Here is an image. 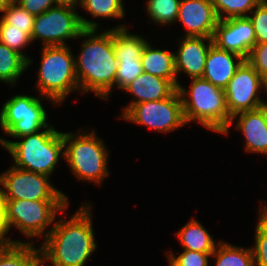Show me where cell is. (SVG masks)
<instances>
[{"mask_svg":"<svg viewBox=\"0 0 267 266\" xmlns=\"http://www.w3.org/2000/svg\"><path fill=\"white\" fill-rule=\"evenodd\" d=\"M91 204L83 203L69 220L64 217L51 226L40 249V261L45 266H84L94 253ZM51 263H46V262Z\"/></svg>","mask_w":267,"mask_h":266,"instance_id":"cell-1","label":"cell"},{"mask_svg":"<svg viewBox=\"0 0 267 266\" xmlns=\"http://www.w3.org/2000/svg\"><path fill=\"white\" fill-rule=\"evenodd\" d=\"M97 29H84L81 52L75 58L79 89L94 92L96 97L108 98L115 87L118 61L113 49V28L97 33Z\"/></svg>","mask_w":267,"mask_h":266,"instance_id":"cell-2","label":"cell"},{"mask_svg":"<svg viewBox=\"0 0 267 266\" xmlns=\"http://www.w3.org/2000/svg\"><path fill=\"white\" fill-rule=\"evenodd\" d=\"M19 138L21 141L13 142L0 137V145L12 156L13 166L52 176L60 158H64L63 132L50 125L44 131Z\"/></svg>","mask_w":267,"mask_h":266,"instance_id":"cell-3","label":"cell"},{"mask_svg":"<svg viewBox=\"0 0 267 266\" xmlns=\"http://www.w3.org/2000/svg\"><path fill=\"white\" fill-rule=\"evenodd\" d=\"M177 90L181 97L186 124L196 121L219 134L229 127L231 116L226 107L224 89L203 78H192L189 91L181 84Z\"/></svg>","mask_w":267,"mask_h":266,"instance_id":"cell-4","label":"cell"},{"mask_svg":"<svg viewBox=\"0 0 267 266\" xmlns=\"http://www.w3.org/2000/svg\"><path fill=\"white\" fill-rule=\"evenodd\" d=\"M37 72V91L53 103L62 104L65 98L80 90L76 75L75 57L67 45L42 46Z\"/></svg>","mask_w":267,"mask_h":266,"instance_id":"cell-5","label":"cell"},{"mask_svg":"<svg viewBox=\"0 0 267 266\" xmlns=\"http://www.w3.org/2000/svg\"><path fill=\"white\" fill-rule=\"evenodd\" d=\"M87 132L63 133L64 160L78 180L101 186L105 177L110 175L107 165L109 150L94 129Z\"/></svg>","mask_w":267,"mask_h":266,"instance_id":"cell-6","label":"cell"},{"mask_svg":"<svg viewBox=\"0 0 267 266\" xmlns=\"http://www.w3.org/2000/svg\"><path fill=\"white\" fill-rule=\"evenodd\" d=\"M68 203L69 201L3 200L6 233L14 226L27 238L41 236L45 239L51 229L45 230L55 223V216L59 212L63 214L66 211Z\"/></svg>","mask_w":267,"mask_h":266,"instance_id":"cell-7","label":"cell"},{"mask_svg":"<svg viewBox=\"0 0 267 266\" xmlns=\"http://www.w3.org/2000/svg\"><path fill=\"white\" fill-rule=\"evenodd\" d=\"M77 10L55 6L46 12L35 16L32 42L40 39L43 46L68 45L66 40L79 38L84 29H97L100 24L88 20Z\"/></svg>","mask_w":267,"mask_h":266,"instance_id":"cell-8","label":"cell"},{"mask_svg":"<svg viewBox=\"0 0 267 266\" xmlns=\"http://www.w3.org/2000/svg\"><path fill=\"white\" fill-rule=\"evenodd\" d=\"M45 96L15 95L8 99L0 112V126L12 138L34 134L49 127L41 100Z\"/></svg>","mask_w":267,"mask_h":266,"instance_id":"cell-9","label":"cell"},{"mask_svg":"<svg viewBox=\"0 0 267 266\" xmlns=\"http://www.w3.org/2000/svg\"><path fill=\"white\" fill-rule=\"evenodd\" d=\"M49 179L47 175L12 166L0 175L3 200L68 201Z\"/></svg>","mask_w":267,"mask_h":266,"instance_id":"cell-10","label":"cell"},{"mask_svg":"<svg viewBox=\"0 0 267 266\" xmlns=\"http://www.w3.org/2000/svg\"><path fill=\"white\" fill-rule=\"evenodd\" d=\"M121 117L127 122L145 125L160 133H170L186 125L177 89L164 100L134 104Z\"/></svg>","mask_w":267,"mask_h":266,"instance_id":"cell-11","label":"cell"},{"mask_svg":"<svg viewBox=\"0 0 267 266\" xmlns=\"http://www.w3.org/2000/svg\"><path fill=\"white\" fill-rule=\"evenodd\" d=\"M224 90L226 107L231 117L243 111L255 110L261 107L263 100L260 97L263 78L244 60Z\"/></svg>","mask_w":267,"mask_h":266,"instance_id":"cell-12","label":"cell"},{"mask_svg":"<svg viewBox=\"0 0 267 266\" xmlns=\"http://www.w3.org/2000/svg\"><path fill=\"white\" fill-rule=\"evenodd\" d=\"M212 40L218 48L233 52L245 60L256 45L255 30L248 17L219 20Z\"/></svg>","mask_w":267,"mask_h":266,"instance_id":"cell-13","label":"cell"},{"mask_svg":"<svg viewBox=\"0 0 267 266\" xmlns=\"http://www.w3.org/2000/svg\"><path fill=\"white\" fill-rule=\"evenodd\" d=\"M177 20L187 28L186 37L212 38L218 17L211 0H181Z\"/></svg>","mask_w":267,"mask_h":266,"instance_id":"cell-14","label":"cell"},{"mask_svg":"<svg viewBox=\"0 0 267 266\" xmlns=\"http://www.w3.org/2000/svg\"><path fill=\"white\" fill-rule=\"evenodd\" d=\"M237 123H235V120ZM235 123L245 138V151L267 155V111L262 107L243 111L231 117L229 127L222 133L228 135L229 128Z\"/></svg>","mask_w":267,"mask_h":266,"instance_id":"cell-15","label":"cell"},{"mask_svg":"<svg viewBox=\"0 0 267 266\" xmlns=\"http://www.w3.org/2000/svg\"><path fill=\"white\" fill-rule=\"evenodd\" d=\"M212 43V38L183 36V39H180L177 54L175 53L177 76L184 72L191 79L202 78L207 53Z\"/></svg>","mask_w":267,"mask_h":266,"instance_id":"cell-16","label":"cell"},{"mask_svg":"<svg viewBox=\"0 0 267 266\" xmlns=\"http://www.w3.org/2000/svg\"><path fill=\"white\" fill-rule=\"evenodd\" d=\"M244 60L243 57L220 49L212 43L207 53L202 78L214 86L225 89Z\"/></svg>","mask_w":267,"mask_h":266,"instance_id":"cell-17","label":"cell"},{"mask_svg":"<svg viewBox=\"0 0 267 266\" xmlns=\"http://www.w3.org/2000/svg\"><path fill=\"white\" fill-rule=\"evenodd\" d=\"M123 90L129 92L136 100H132L123 108L121 116L134 104L166 99L176 88L167 79L143 72Z\"/></svg>","mask_w":267,"mask_h":266,"instance_id":"cell-18","label":"cell"},{"mask_svg":"<svg viewBox=\"0 0 267 266\" xmlns=\"http://www.w3.org/2000/svg\"><path fill=\"white\" fill-rule=\"evenodd\" d=\"M141 62L144 72L167 79L177 89L180 83L175 70V53L155 49L147 42L141 55Z\"/></svg>","mask_w":267,"mask_h":266,"instance_id":"cell-19","label":"cell"},{"mask_svg":"<svg viewBox=\"0 0 267 266\" xmlns=\"http://www.w3.org/2000/svg\"><path fill=\"white\" fill-rule=\"evenodd\" d=\"M176 234L185 250L213 253L217 247L213 236L194 218L189 220Z\"/></svg>","mask_w":267,"mask_h":266,"instance_id":"cell-20","label":"cell"},{"mask_svg":"<svg viewBox=\"0 0 267 266\" xmlns=\"http://www.w3.org/2000/svg\"><path fill=\"white\" fill-rule=\"evenodd\" d=\"M40 262V249L33 241L8 243L0 246V266H36Z\"/></svg>","mask_w":267,"mask_h":266,"instance_id":"cell-21","label":"cell"},{"mask_svg":"<svg viewBox=\"0 0 267 266\" xmlns=\"http://www.w3.org/2000/svg\"><path fill=\"white\" fill-rule=\"evenodd\" d=\"M126 25L113 28V49L116 58L141 57L148 42L142 36L130 34Z\"/></svg>","mask_w":267,"mask_h":266,"instance_id":"cell-22","label":"cell"},{"mask_svg":"<svg viewBox=\"0 0 267 266\" xmlns=\"http://www.w3.org/2000/svg\"><path fill=\"white\" fill-rule=\"evenodd\" d=\"M27 67L28 61L22 55L0 42V82L15 86Z\"/></svg>","mask_w":267,"mask_h":266,"instance_id":"cell-23","label":"cell"},{"mask_svg":"<svg viewBox=\"0 0 267 266\" xmlns=\"http://www.w3.org/2000/svg\"><path fill=\"white\" fill-rule=\"evenodd\" d=\"M217 243V247L211 256L215 257V266H255L251 247L233 246L223 241Z\"/></svg>","mask_w":267,"mask_h":266,"instance_id":"cell-24","label":"cell"},{"mask_svg":"<svg viewBox=\"0 0 267 266\" xmlns=\"http://www.w3.org/2000/svg\"><path fill=\"white\" fill-rule=\"evenodd\" d=\"M181 0H147L146 12L157 25H170L177 22Z\"/></svg>","mask_w":267,"mask_h":266,"instance_id":"cell-25","label":"cell"},{"mask_svg":"<svg viewBox=\"0 0 267 266\" xmlns=\"http://www.w3.org/2000/svg\"><path fill=\"white\" fill-rule=\"evenodd\" d=\"M262 0H211L218 20L247 17Z\"/></svg>","mask_w":267,"mask_h":266,"instance_id":"cell-26","label":"cell"},{"mask_svg":"<svg viewBox=\"0 0 267 266\" xmlns=\"http://www.w3.org/2000/svg\"><path fill=\"white\" fill-rule=\"evenodd\" d=\"M81 8L93 18H123L125 10L123 0H83Z\"/></svg>","mask_w":267,"mask_h":266,"instance_id":"cell-27","label":"cell"},{"mask_svg":"<svg viewBox=\"0 0 267 266\" xmlns=\"http://www.w3.org/2000/svg\"><path fill=\"white\" fill-rule=\"evenodd\" d=\"M0 42L22 55L28 61V67L32 64L33 59L21 51L32 42L31 37L23 29L11 28V25L0 19Z\"/></svg>","mask_w":267,"mask_h":266,"instance_id":"cell-28","label":"cell"},{"mask_svg":"<svg viewBox=\"0 0 267 266\" xmlns=\"http://www.w3.org/2000/svg\"><path fill=\"white\" fill-rule=\"evenodd\" d=\"M1 20L11 28L23 29L30 37L33 31L35 16L22 8L14 0L3 10Z\"/></svg>","mask_w":267,"mask_h":266,"instance_id":"cell-29","label":"cell"},{"mask_svg":"<svg viewBox=\"0 0 267 266\" xmlns=\"http://www.w3.org/2000/svg\"><path fill=\"white\" fill-rule=\"evenodd\" d=\"M255 227V245L251 247L254 265L267 266V214L260 208Z\"/></svg>","mask_w":267,"mask_h":266,"instance_id":"cell-30","label":"cell"},{"mask_svg":"<svg viewBox=\"0 0 267 266\" xmlns=\"http://www.w3.org/2000/svg\"><path fill=\"white\" fill-rule=\"evenodd\" d=\"M118 68L115 77V86L124 89L136 77L143 73L141 57L117 58Z\"/></svg>","mask_w":267,"mask_h":266,"instance_id":"cell-31","label":"cell"},{"mask_svg":"<svg viewBox=\"0 0 267 266\" xmlns=\"http://www.w3.org/2000/svg\"><path fill=\"white\" fill-rule=\"evenodd\" d=\"M212 254L183 249L178 256L174 252H168L167 259L169 266H208Z\"/></svg>","mask_w":267,"mask_h":266,"instance_id":"cell-32","label":"cell"},{"mask_svg":"<svg viewBox=\"0 0 267 266\" xmlns=\"http://www.w3.org/2000/svg\"><path fill=\"white\" fill-rule=\"evenodd\" d=\"M247 17L255 30L256 44L267 42V2L261 1Z\"/></svg>","mask_w":267,"mask_h":266,"instance_id":"cell-33","label":"cell"},{"mask_svg":"<svg viewBox=\"0 0 267 266\" xmlns=\"http://www.w3.org/2000/svg\"><path fill=\"white\" fill-rule=\"evenodd\" d=\"M246 60L263 79L267 78V42L256 44Z\"/></svg>","mask_w":267,"mask_h":266,"instance_id":"cell-34","label":"cell"},{"mask_svg":"<svg viewBox=\"0 0 267 266\" xmlns=\"http://www.w3.org/2000/svg\"><path fill=\"white\" fill-rule=\"evenodd\" d=\"M14 1L34 16L40 15L49 10L50 8L56 6L54 0H14Z\"/></svg>","mask_w":267,"mask_h":266,"instance_id":"cell-35","label":"cell"},{"mask_svg":"<svg viewBox=\"0 0 267 266\" xmlns=\"http://www.w3.org/2000/svg\"><path fill=\"white\" fill-rule=\"evenodd\" d=\"M6 229L4 226V222H3V196H2V188L0 187V246H4L8 243H23V241H15V240H10L9 238H7L8 236H6Z\"/></svg>","mask_w":267,"mask_h":266,"instance_id":"cell-36","label":"cell"},{"mask_svg":"<svg viewBox=\"0 0 267 266\" xmlns=\"http://www.w3.org/2000/svg\"><path fill=\"white\" fill-rule=\"evenodd\" d=\"M82 1L83 0H54L56 6L68 7L74 10H77V6H81Z\"/></svg>","mask_w":267,"mask_h":266,"instance_id":"cell-37","label":"cell"},{"mask_svg":"<svg viewBox=\"0 0 267 266\" xmlns=\"http://www.w3.org/2000/svg\"><path fill=\"white\" fill-rule=\"evenodd\" d=\"M263 89L267 93V78L263 79ZM261 107L267 111V102L262 100Z\"/></svg>","mask_w":267,"mask_h":266,"instance_id":"cell-38","label":"cell"},{"mask_svg":"<svg viewBox=\"0 0 267 266\" xmlns=\"http://www.w3.org/2000/svg\"><path fill=\"white\" fill-rule=\"evenodd\" d=\"M12 0H0V13L9 5Z\"/></svg>","mask_w":267,"mask_h":266,"instance_id":"cell-39","label":"cell"},{"mask_svg":"<svg viewBox=\"0 0 267 266\" xmlns=\"http://www.w3.org/2000/svg\"><path fill=\"white\" fill-rule=\"evenodd\" d=\"M261 209L267 214V206L266 205L265 206L261 205Z\"/></svg>","mask_w":267,"mask_h":266,"instance_id":"cell-40","label":"cell"},{"mask_svg":"<svg viewBox=\"0 0 267 266\" xmlns=\"http://www.w3.org/2000/svg\"><path fill=\"white\" fill-rule=\"evenodd\" d=\"M36 266H45L41 261Z\"/></svg>","mask_w":267,"mask_h":266,"instance_id":"cell-41","label":"cell"}]
</instances>
